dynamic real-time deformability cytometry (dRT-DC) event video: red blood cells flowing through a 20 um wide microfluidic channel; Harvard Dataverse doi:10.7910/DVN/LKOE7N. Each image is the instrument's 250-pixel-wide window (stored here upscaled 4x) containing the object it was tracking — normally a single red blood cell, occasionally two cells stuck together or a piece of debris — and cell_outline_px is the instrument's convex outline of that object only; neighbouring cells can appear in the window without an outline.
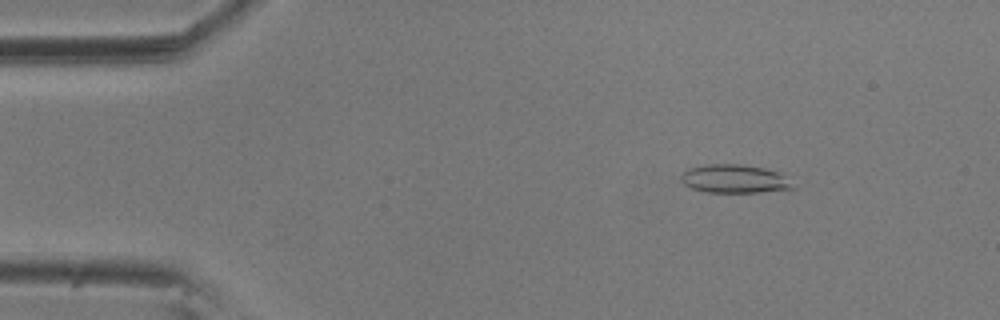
{"species": "common noctule bat (a hibernating species)", "species_latin": "Nyctalus noctula", "temperature_condition": "room temperature", "stored_images_in_passage": 6, "camera_frame_rate_fps": 3000, "um_per_image_px": 0.085, "animal": {"sex": "male", "body_mass_g": 20.5, "forearm_length_mm": 52.5}, "frame": {"image": 1, "passage_image": 2, "time_ms": 0.333, "image_size_px": [1000, 320], "cell_outline_px": [[796, 188], [760, 192], [704, 192], [692, 188], [684, 184], [680, 180], [680, 176], [688, 168], [708, 164], [744, 164], [764, 168], [780, 172]], "centroid_in_image_um": [62.41, 15.19], "position_along_channel_um": 22.6, "area_um2": 18.55}}
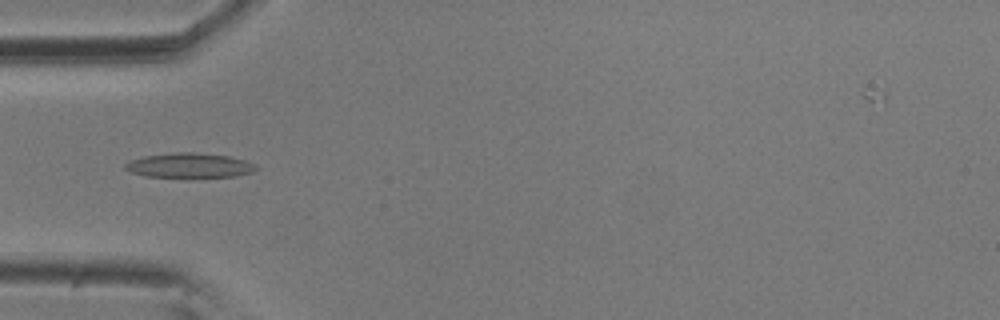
{"frame": {"image": 2, "passage_image": 5, "time_ms": 1.333, "image_size_px": [1000, 320], "cell_outline_px": [[256, 168], [252, 172], [236, 176], [192, 180], [188, 180], [144, 176], [132, 172], [124, 168], [124, 164], [132, 160], [144, 156], [172, 152], [192, 152], [228, 156], [244, 160], [256, 164]], "centroid_in_image_um": [16.09, 14.11], "position_along_channel_um": 68.9, "area_um2": 19.77}}
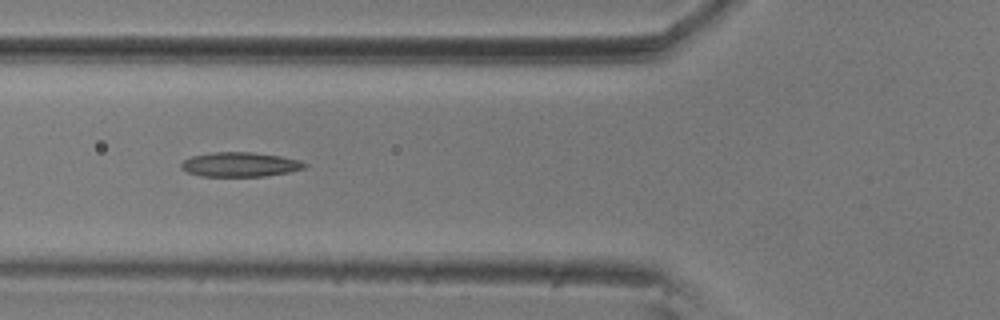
{"frame": {"image": 3, "passage_image": 6, "time_ms": 1.667, "image_size_px": [1000, 320], "cell_outline_px": [[308, 164], [304, 168], [288, 172], [264, 176], [200, 176], [188, 172], [180, 168], [180, 164], [184, 160], [192, 156], [208, 152], [252, 152], [280, 156], [300, 160]], "centroid_in_image_um": [20.38, 13.97], "position_along_channel_um": 105.4, "area_um2": 17.63}}